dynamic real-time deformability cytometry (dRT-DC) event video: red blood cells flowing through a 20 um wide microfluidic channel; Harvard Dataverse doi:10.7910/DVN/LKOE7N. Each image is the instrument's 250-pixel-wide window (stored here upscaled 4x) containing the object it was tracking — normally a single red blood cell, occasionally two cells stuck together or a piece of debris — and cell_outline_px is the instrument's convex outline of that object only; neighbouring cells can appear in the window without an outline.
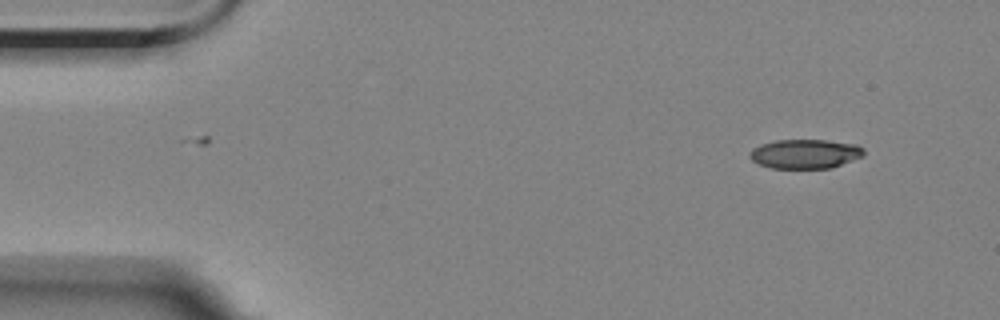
{"species": "Egyptian fruit bat (a non-hibernating species)", "species_latin": "Rousettus aegyptiacus", "temperature_condition": "room temperature", "stored_images_in_passage": 4, "camera_frame_rate_fps": 3000, "um_per_image_px": 0.085, "animal": {"sex": "female"}, "frame": {"image": 1, "passage_image": 1, "time_ms": 0.0, "image_size_px": [1000, 320], "cell_outline_px": [[864, 156], [832, 168], [772, 168], [760, 164], [752, 160], [748, 156], [748, 152], [752, 148], [760, 144], [776, 140], [828, 140], [856, 144], [864, 148]], "centroid_in_image_um": [68.44, 13.07], "position_along_channel_um": 16.6, "area_um2": 19.65}}
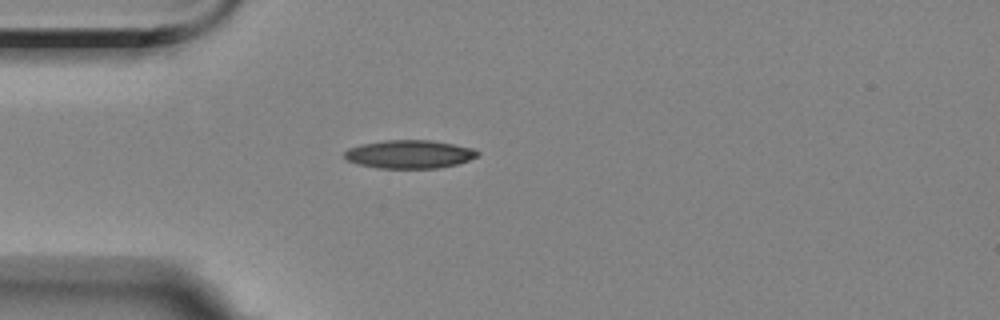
{"frame": {"image": 2, "passage_image": 4, "time_ms": 3.333, "image_size_px": [1000, 320], "cell_outline_px": [[480, 152], [476, 156], [468, 160], [456, 164], [440, 168], [380, 168], [360, 164], [348, 160], [344, 156], [344, 152], [348, 148], [360, 144], [384, 140], [432, 140], [472, 148]], "centroid_in_image_um": [34.78, 13.1], "position_along_channel_um": 50.2, "area_um2": 21.79}}